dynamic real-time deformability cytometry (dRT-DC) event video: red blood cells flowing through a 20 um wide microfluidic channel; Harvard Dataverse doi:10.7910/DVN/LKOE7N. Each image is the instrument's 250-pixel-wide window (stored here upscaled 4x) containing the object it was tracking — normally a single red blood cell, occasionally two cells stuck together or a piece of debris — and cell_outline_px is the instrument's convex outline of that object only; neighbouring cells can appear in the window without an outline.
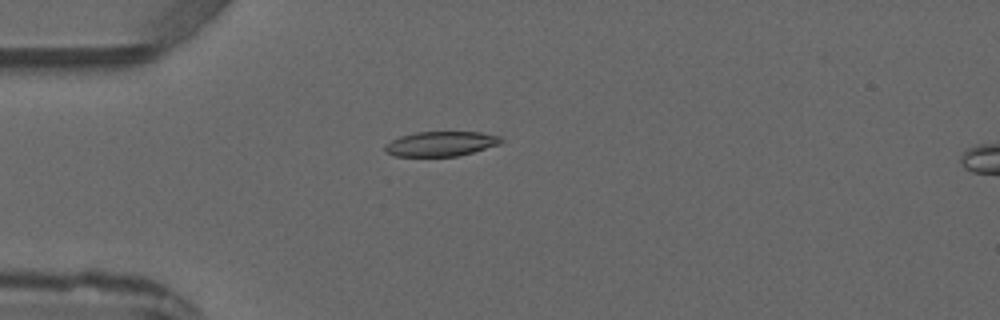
{"species": "common noctule bat (a hibernating species)", "species_latin": "Nyctalus noctula", "temperature_condition": "warm", "stored_images_in_passage": 2, "camera_frame_rate_fps": 3000, "um_per_image_px": 0.085, "animal": {"sex": "male", "forearm_length_mm": 52.5}, "frame": {"image": 1, "passage_image": 1, "time_ms": 0.0, "image_size_px": [1000, 320], "cell_outline_px": [[504, 140], [500, 144], [472, 152], [456, 156], [396, 156], [384, 152], [384, 144], [400, 136], [416, 132], [480, 132], [500, 136]], "centroid_in_image_um": [37.45, 12.22], "position_along_channel_um": 47.5, "area_um2": 16.76}}